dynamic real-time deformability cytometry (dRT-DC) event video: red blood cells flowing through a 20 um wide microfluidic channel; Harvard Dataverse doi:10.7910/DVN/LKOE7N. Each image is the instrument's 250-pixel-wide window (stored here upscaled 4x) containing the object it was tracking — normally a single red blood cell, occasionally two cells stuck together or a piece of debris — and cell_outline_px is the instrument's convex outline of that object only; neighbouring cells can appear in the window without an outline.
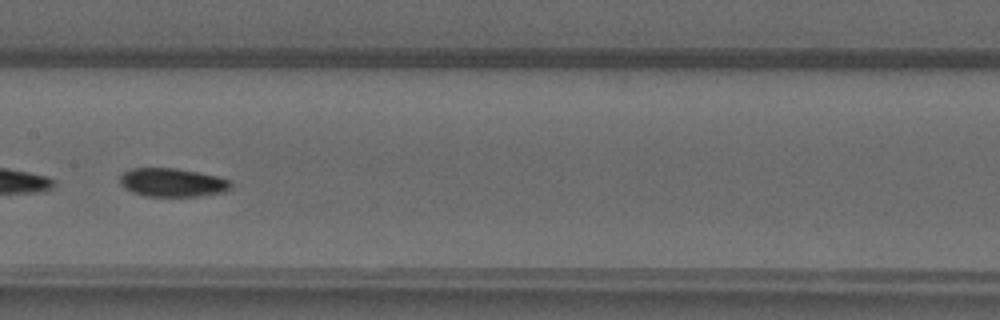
{"species": "common noctule bat (a hibernating species)", "species_latin": "Nyctalus noctula", "temperature_condition": "warm", "stored_images_in_passage": 14, "camera_frame_rate_fps": 3000, "um_per_image_px": 0.085, "animal": {"sex": "male", "forearm_length_mm": 52.5}, "frame": {"image": 1, "passage_image": 12, "time_ms": 3.667, "image_size_px": [1000, 320], "cell_outline_px": [[232, 184], [224, 192], [200, 196], [144, 196], [132, 192], [124, 188], [120, 184], [120, 176], [124, 172], [132, 168], [176, 168], [200, 172], [232, 180]], "centroid_in_image_um": [14.65, 15.51], "position_along_channel_um": 192.8, "area_um2": 18.55}}